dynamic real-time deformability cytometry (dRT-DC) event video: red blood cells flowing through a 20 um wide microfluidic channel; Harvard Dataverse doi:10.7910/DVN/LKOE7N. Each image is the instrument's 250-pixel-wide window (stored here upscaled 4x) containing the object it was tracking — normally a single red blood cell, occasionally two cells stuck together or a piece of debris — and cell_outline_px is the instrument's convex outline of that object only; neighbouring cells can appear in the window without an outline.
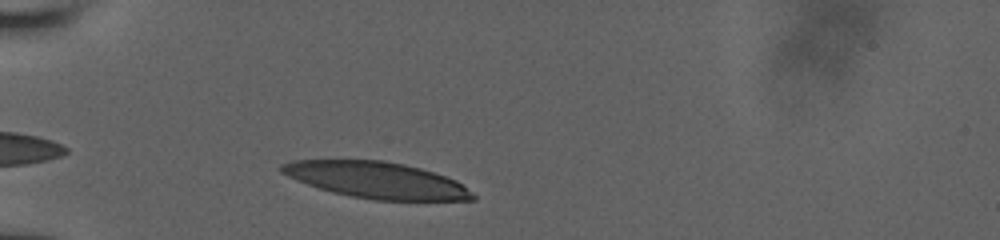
{"species": "human", "species_latin": "Homo sapiens", "temperature_condition": "room temperature", "stored_images_in_passage": 17, "camera_frame_rate_fps": 3000, "um_per_image_px": 0.085, "donor": {"sex": "male"}, "frame": {"image": 1, "passage_image": 3, "time_ms": 0.667, "image_size_px": [1000, 240], "cell_outline_px": [[476, 200], [376, 200], [352, 196], [332, 192], [308, 184], [288, 176], [280, 172], [280, 164], [292, 160], [380, 160], [404, 164], [420, 168], [456, 180], [472, 192], [476, 196]], "centroid_in_image_um": [32.0, 15.3], "position_along_channel_um": 53.0, "area_um2": 40.11}}
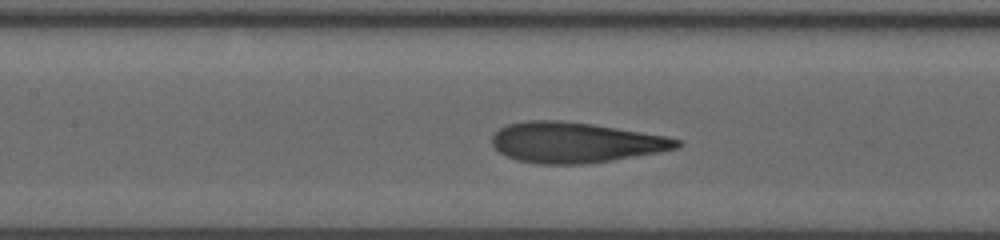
{"frame": {"image": 2, "passage_image": 13, "time_ms": 4.0, "image_size_px": [1000, 240], "cell_outline_px": [[680, 144], [676, 148], [660, 152], [612, 160], [584, 164], [536, 164], [516, 160], [500, 152], [492, 144], [492, 136], [500, 128], [508, 124], [528, 120], [560, 120], [592, 124], [664, 136], [680, 140]], "centroid_in_image_um": [48.86, 12.11], "position_along_channel_um": 158.5, "area_um2": 43.23}}
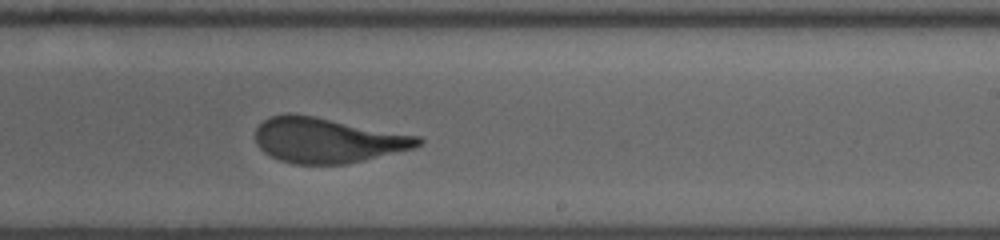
{"frame": {"image": 3, "passage_image": 17, "time_ms": 6.667, "image_size_px": [1000, 240], "cell_outline_px": [[424, 140], [420, 144], [412, 148], [348, 164], [292, 164], [280, 160], [264, 152], [256, 144], [256, 128], [264, 120], [272, 116], [288, 112], [312, 116], [420, 136]], "centroid_in_image_um": [27.8, 11.92], "position_along_channel_um": 261.2, "area_um2": 42.43}}